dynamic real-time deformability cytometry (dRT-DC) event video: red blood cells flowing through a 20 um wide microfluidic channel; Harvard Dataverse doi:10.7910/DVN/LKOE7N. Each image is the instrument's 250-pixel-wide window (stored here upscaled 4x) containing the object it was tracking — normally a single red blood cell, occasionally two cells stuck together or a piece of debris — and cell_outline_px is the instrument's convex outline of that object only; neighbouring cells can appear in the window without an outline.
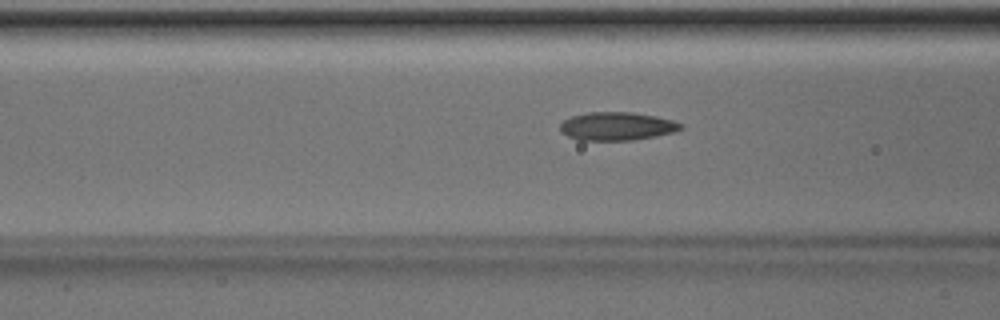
{"species": "Egyptian fruit bat (a non-hibernating species)", "species_latin": "Rousettus aegyptiacus", "temperature_condition": "room temperature", "stored_images_in_passage": 51, "camera_frame_rate_fps": 3000, "um_per_image_px": 0.085, "animal": {"sex": "male"}, "frame": {"image": 1, "passage_image": 20, "time_ms": 6.333, "image_size_px": [1000, 320], "cell_outline_px": [[684, 128], [676, 132], [656, 136], [632, 140], [580, 140], [568, 136], [560, 132], [560, 124], [564, 120], [572, 116], [588, 112], [632, 112], [656, 116], [672, 120], [684, 124]], "centroid_in_image_um": [52.47, 10.73], "position_along_channel_um": 114.1, "area_um2": 20.0}}
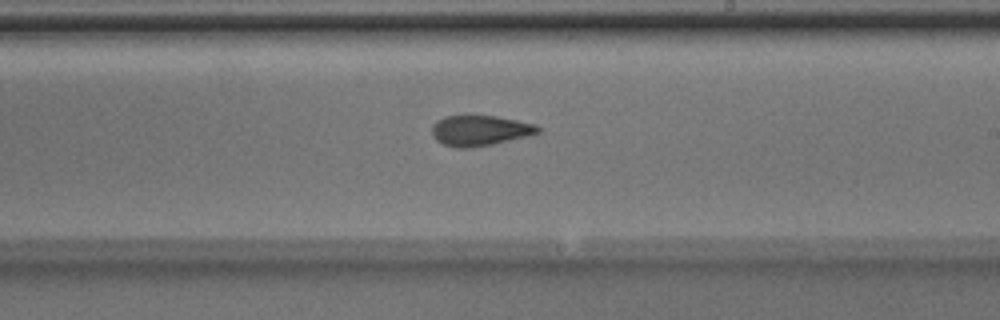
{"frame": {"image": 2, "passage_image": 30, "time_ms": 9.667, "image_size_px": [1000, 320], "cell_outline_px": [[540, 132], [532, 136], [472, 148], [456, 148], [444, 144], [436, 140], [432, 136], [432, 124], [436, 120], [444, 116], [496, 116], [536, 124], [540, 128]], "centroid_in_image_um": [40.8, 11.1], "position_along_channel_um": 248.2, "area_um2": 19.02}}
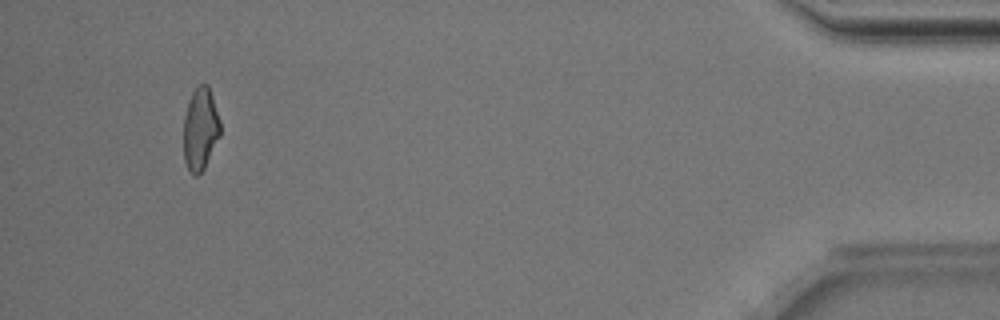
{"frame": {"image": 3, "passage_image": 48, "time_ms": 15.667, "image_size_px": [1000, 320], "cell_outline_px": [[220, 136], [204, 168], [196, 176], [188, 168], [184, 160], [184, 116], [188, 100], [192, 92], [200, 84], [208, 84], [220, 120]], "centroid_in_image_um": [17.03, 10.94], "position_along_channel_um": 418.2, "area_um2": 17.51}, "authors_computed_cell_mechanics": {"area_um2": 19.363, "velocity_mm_per_s": 4.0346, "shape_relaxation_time_tau1_ms": 6.2162, "shape_relaxation_time_tau2_ms": 2.7067, "deformation_change_tau1": 0.1431, "deformation_change_tau2": 0.101}}